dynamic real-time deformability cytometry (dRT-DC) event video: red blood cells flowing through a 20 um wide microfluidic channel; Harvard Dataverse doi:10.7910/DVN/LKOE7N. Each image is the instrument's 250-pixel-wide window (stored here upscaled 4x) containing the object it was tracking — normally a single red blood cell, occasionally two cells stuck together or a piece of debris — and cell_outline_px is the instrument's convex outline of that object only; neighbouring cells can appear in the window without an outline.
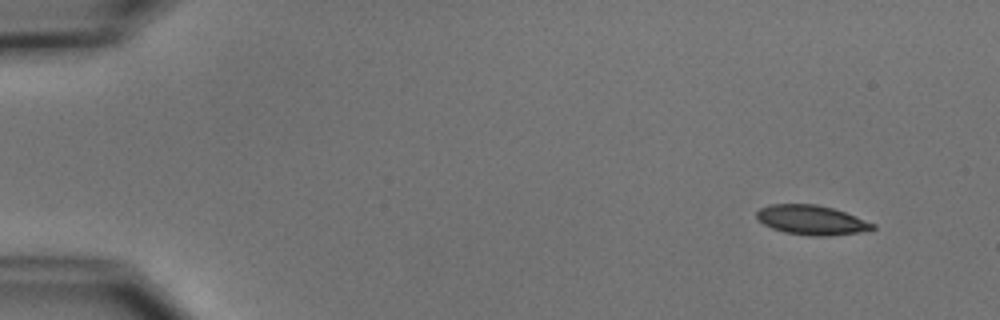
{"species": "common noctule bat (a hibernating species)", "species_latin": "Nyctalus noctula", "temperature_condition": "cold", "stored_images_in_passage": 50, "camera_frame_rate_fps": 3000, "um_per_image_px": 0.085, "animal": {"sex": "male", "body_mass_g": 15.6}, "frame": {"image": 1, "passage_image": 1, "time_ms": 0.0, "image_size_px": [1000, 320], "cell_outline_px": [[876, 228], [860, 232], [828, 236], [808, 236], [784, 232], [772, 228], [764, 224], [756, 216], [756, 212], [760, 208], [768, 204], [816, 204], [832, 208], [844, 212], [876, 224]], "centroid_in_image_um": [68.97, 18.7], "position_along_channel_um": 16.0, "area_um2": 19.94}}
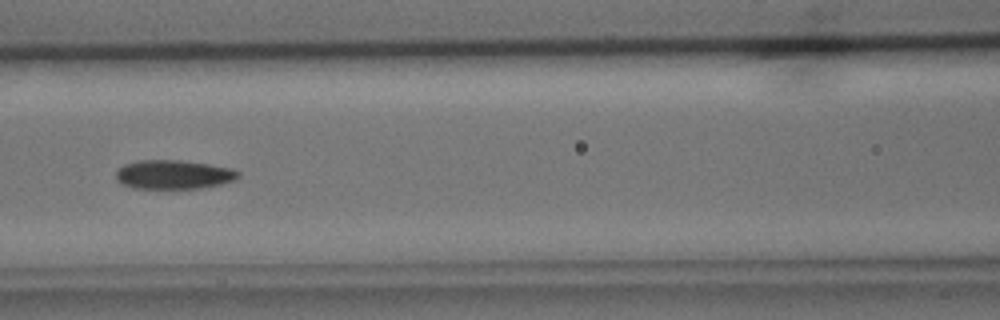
{"frame": {"image": 2, "passage_image": 21, "time_ms": 6.667, "image_size_px": [1000, 320], "cell_outline_px": [[240, 176], [236, 180], [220, 184], [200, 188], [132, 188], [120, 184], [116, 180], [116, 168], [124, 164], [136, 160], [180, 160], [208, 164], [232, 168], [240, 172]], "centroid_in_image_um": [14.72, 14.83], "position_along_channel_um": 151.9, "area_um2": 20.92}}
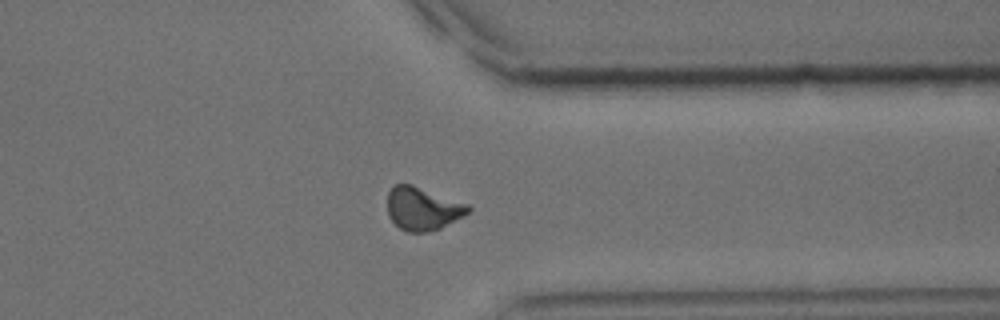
{"frame": {"image": 3, "passage_image": 39, "time_ms": 12.667, "image_size_px": [1000, 320], "cell_outline_px": [[472, 208], [464, 216], [440, 228], [428, 232], [408, 232], [400, 228], [388, 216], [388, 192], [396, 184], [412, 184], [468, 204]], "centroid_in_image_um": [35.93, 17.73], "position_along_channel_um": 375.5, "area_um2": 20.17}, "authors_computed_cell_mechanics": {"area_um2": 20.4901, "velocity_mm_per_s": 3.7587, "shape_relaxation_time_tau1_ms": 4.6618, "shape_relaxation_time_tau2_ms": 11.0379, "deformation_change_tau1": 0.1291, "deformation_change_tau2": 0.1564}}